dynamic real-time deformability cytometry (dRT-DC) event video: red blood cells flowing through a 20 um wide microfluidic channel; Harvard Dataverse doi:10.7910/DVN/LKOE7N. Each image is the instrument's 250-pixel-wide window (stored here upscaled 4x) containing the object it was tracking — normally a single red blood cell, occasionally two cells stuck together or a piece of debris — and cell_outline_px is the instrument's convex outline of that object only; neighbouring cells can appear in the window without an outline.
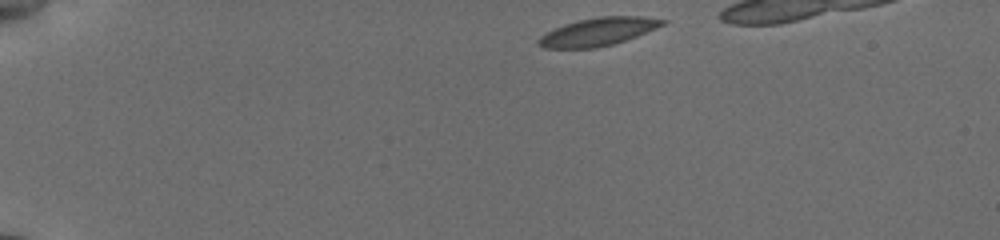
{"species": "common noctule bat (a hibernating species)", "species_latin": "Nyctalus noctula", "temperature_condition": "cold", "stored_images_in_passage": 40, "camera_frame_rate_fps": 3000, "um_per_image_px": 0.085, "animal": {"sex": "female", "body_mass_g": 19.5, "forearm_length_mm": 54.1}, "frame": {"image": 1, "passage_image": 1, "time_ms": 0.0, "image_size_px": [1000, 240], "cell_outline_px": [[668, 20], [664, 24], [656, 28], [636, 36], [612, 44], [596, 48], [544, 48], [536, 44], [536, 40], [540, 36], [564, 24], [596, 16], [644, 16]], "centroid_in_image_um": [50.83, 2.69], "position_along_channel_um": 34.2, "area_um2": 20.11}}
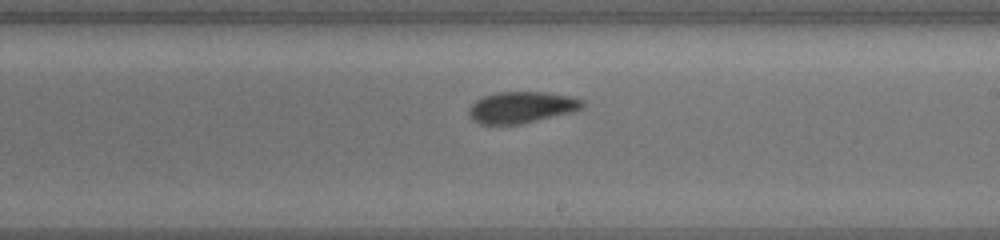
{"frame": {"image": 2, "passage_image": 24, "time_ms": 7.667, "image_size_px": [1000, 240], "cell_outline_px": [[584, 104], [580, 108], [572, 112], [520, 124], [480, 124], [472, 120], [468, 112], [468, 108], [476, 100], [484, 96], [496, 92], [544, 92], [568, 96], [584, 100]], "centroid_in_image_um": [44.29, 9.12], "position_along_channel_um": 244.7, "area_um2": 20.63}}
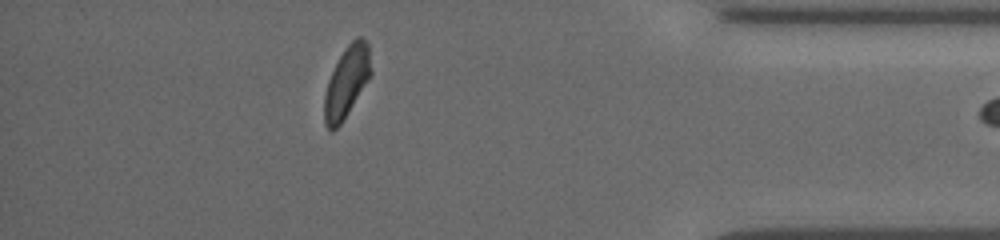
{"frame": {"image": 3, "passage_image": 39, "time_ms": 12.667, "image_size_px": [1000, 240], "cell_outline_px": [[372, 76], [340, 124], [332, 132], [324, 124], [324, 96], [328, 80], [344, 48], [356, 36], [360, 36], [368, 44], [372, 72]], "centroid_in_image_um": [29.48, 6.96], "position_along_channel_um": 405.7, "area_um2": 19.31}}